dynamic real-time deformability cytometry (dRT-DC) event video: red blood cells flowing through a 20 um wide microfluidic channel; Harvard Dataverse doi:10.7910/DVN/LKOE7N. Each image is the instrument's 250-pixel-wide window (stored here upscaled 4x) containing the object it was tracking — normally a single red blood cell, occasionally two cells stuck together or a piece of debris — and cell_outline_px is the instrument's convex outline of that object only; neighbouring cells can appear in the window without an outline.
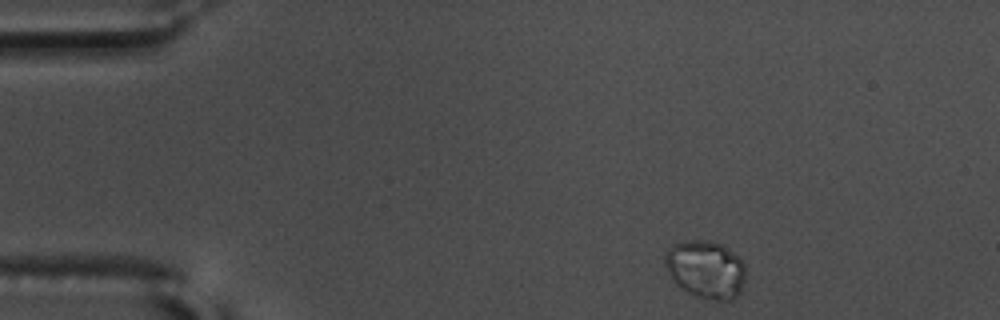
{"species": "common noctule bat (a hibernating species)", "species_latin": "Nyctalus noctula", "temperature_condition": "warm", "stored_images_in_passage": 51, "camera_frame_rate_fps": 3000, "um_per_image_px": 0.085, "animal": {"sex": "male", "body_mass_g": 17.5, "forearm_length_mm": 52.3}, "frame": {"image": 1, "passage_image": 1, "time_ms": 0.0, "image_size_px": [1000, 320], "cell_outline_px": [[744, 284], [740, 292], [736, 296], [728, 300], [716, 300], [696, 296], [688, 292], [676, 284], [668, 272], [664, 264], [664, 252], [676, 244], [692, 240], [708, 240], [724, 244], [744, 264]], "centroid_in_image_um": [59.97, 22.89], "position_along_channel_um": 25.0, "area_um2": 26.99}}
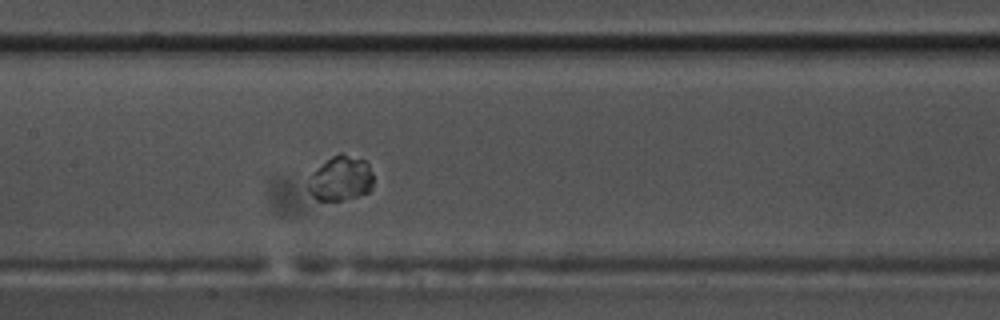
{"frame": {"image": 2, "passage_image": 21, "time_ms": 6.667, "image_size_px": [1000, 320], "cell_outline_px": [[372, 188], [368, 192], [360, 196], [340, 200], [316, 200], [308, 192], [308, 188], [312, 172], [332, 156], [340, 152], [364, 160], [368, 164], [372, 172]], "centroid_in_image_um": [28.97, 15.18], "position_along_channel_um": 178.4, "area_um2": 16.94}}
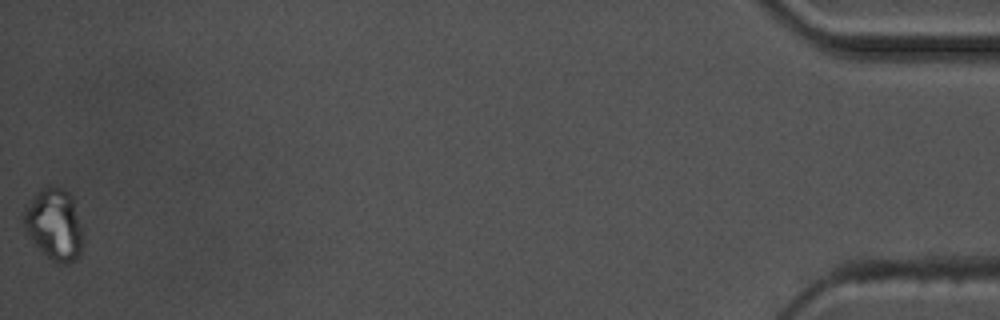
{"frame": {"image": 3, "passage_image": 51, "time_ms": 16.667, "image_size_px": [1000, 320], "cell_outline_px": [[84, 244], [80, 256], [76, 260], [64, 264], [52, 260], [32, 240], [24, 228], [24, 208], [36, 192], [44, 188], [64, 188], [72, 196], [84, 232]], "centroid_in_image_um": [4.67, 19.09], "position_along_channel_um": 430.5, "area_um2": 24.62}, "authors_computed_cell_mechanics": {"area_um2": 18.7272, "velocity_mm_per_s": 3.4827, "shape_relaxation_time_tau1_ms": 2.3968, "shape_relaxation_time_tau2_ms": null, "deformation_change_tau1": 0.0198, "deformation_change_tau2": null}}